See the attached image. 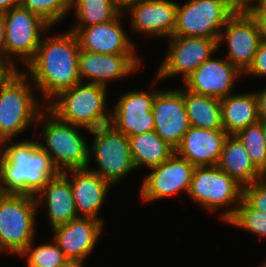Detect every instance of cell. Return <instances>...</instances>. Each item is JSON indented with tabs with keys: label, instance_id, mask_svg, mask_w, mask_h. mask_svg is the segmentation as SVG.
Masks as SVG:
<instances>
[{
	"label": "cell",
	"instance_id": "6da1fadb",
	"mask_svg": "<svg viewBox=\"0 0 266 267\" xmlns=\"http://www.w3.org/2000/svg\"><path fill=\"white\" fill-rule=\"evenodd\" d=\"M44 39V40H43ZM80 45L72 31L43 37L33 60L26 66L30 81L44 96V106L64 90L81 82L79 76ZM50 99V100H49Z\"/></svg>",
	"mask_w": 266,
	"mask_h": 267
},
{
	"label": "cell",
	"instance_id": "7a4b0ae2",
	"mask_svg": "<svg viewBox=\"0 0 266 267\" xmlns=\"http://www.w3.org/2000/svg\"><path fill=\"white\" fill-rule=\"evenodd\" d=\"M0 154V193L36 196L59 172L38 141H13Z\"/></svg>",
	"mask_w": 266,
	"mask_h": 267
},
{
	"label": "cell",
	"instance_id": "3957f363",
	"mask_svg": "<svg viewBox=\"0 0 266 267\" xmlns=\"http://www.w3.org/2000/svg\"><path fill=\"white\" fill-rule=\"evenodd\" d=\"M29 80L25 71L15 70L0 82V150L36 123L44 110L39 105L40 99L33 94L35 87Z\"/></svg>",
	"mask_w": 266,
	"mask_h": 267
},
{
	"label": "cell",
	"instance_id": "277c9868",
	"mask_svg": "<svg viewBox=\"0 0 266 267\" xmlns=\"http://www.w3.org/2000/svg\"><path fill=\"white\" fill-rule=\"evenodd\" d=\"M106 89L103 85L80 82L59 93L45 107L63 122L95 130L110 124L111 112L105 107Z\"/></svg>",
	"mask_w": 266,
	"mask_h": 267
},
{
	"label": "cell",
	"instance_id": "5b68a950",
	"mask_svg": "<svg viewBox=\"0 0 266 267\" xmlns=\"http://www.w3.org/2000/svg\"><path fill=\"white\" fill-rule=\"evenodd\" d=\"M43 108L37 123L39 121L43 123L41 133L45 144L42 142L38 144L48 153L54 167L59 172L87 168L89 146L78 130L85 128L63 122L46 107Z\"/></svg>",
	"mask_w": 266,
	"mask_h": 267
},
{
	"label": "cell",
	"instance_id": "8992f818",
	"mask_svg": "<svg viewBox=\"0 0 266 267\" xmlns=\"http://www.w3.org/2000/svg\"><path fill=\"white\" fill-rule=\"evenodd\" d=\"M35 196L0 193V253L17 256L35 239Z\"/></svg>",
	"mask_w": 266,
	"mask_h": 267
},
{
	"label": "cell",
	"instance_id": "52a82bcc",
	"mask_svg": "<svg viewBox=\"0 0 266 267\" xmlns=\"http://www.w3.org/2000/svg\"><path fill=\"white\" fill-rule=\"evenodd\" d=\"M187 195L210 212L226 207L220 218L227 222L242 200L243 187L217 165L195 167Z\"/></svg>",
	"mask_w": 266,
	"mask_h": 267
},
{
	"label": "cell",
	"instance_id": "ba28073f",
	"mask_svg": "<svg viewBox=\"0 0 266 267\" xmlns=\"http://www.w3.org/2000/svg\"><path fill=\"white\" fill-rule=\"evenodd\" d=\"M1 16L6 32V64L15 71L18 69L14 59L20 58L17 60L27 66L37 53L42 40L41 32H48V28L52 26L38 14L20 6L2 13Z\"/></svg>",
	"mask_w": 266,
	"mask_h": 267
},
{
	"label": "cell",
	"instance_id": "9c48e42d",
	"mask_svg": "<svg viewBox=\"0 0 266 267\" xmlns=\"http://www.w3.org/2000/svg\"><path fill=\"white\" fill-rule=\"evenodd\" d=\"M237 11L233 0H188L178 3L172 36L219 39L222 27Z\"/></svg>",
	"mask_w": 266,
	"mask_h": 267
},
{
	"label": "cell",
	"instance_id": "30bf717a",
	"mask_svg": "<svg viewBox=\"0 0 266 267\" xmlns=\"http://www.w3.org/2000/svg\"><path fill=\"white\" fill-rule=\"evenodd\" d=\"M94 135L92 149H88L89 163L94 156L98 169H91L112 185L119 183L129 172L135 170L131 156L129 137L111 124L89 131Z\"/></svg>",
	"mask_w": 266,
	"mask_h": 267
},
{
	"label": "cell",
	"instance_id": "8fae6325",
	"mask_svg": "<svg viewBox=\"0 0 266 267\" xmlns=\"http://www.w3.org/2000/svg\"><path fill=\"white\" fill-rule=\"evenodd\" d=\"M167 39H170L168 50L157 70L156 79L152 82L151 87L159 79L172 78L173 76H179V74L182 75L184 81L203 62L211 58L220 47L218 39L182 36H171Z\"/></svg>",
	"mask_w": 266,
	"mask_h": 267
},
{
	"label": "cell",
	"instance_id": "7c38bea8",
	"mask_svg": "<svg viewBox=\"0 0 266 267\" xmlns=\"http://www.w3.org/2000/svg\"><path fill=\"white\" fill-rule=\"evenodd\" d=\"M261 41L259 26L254 16L250 12L237 10L221 30L218 45L226 43V59L245 75Z\"/></svg>",
	"mask_w": 266,
	"mask_h": 267
},
{
	"label": "cell",
	"instance_id": "4fadbf2b",
	"mask_svg": "<svg viewBox=\"0 0 266 267\" xmlns=\"http://www.w3.org/2000/svg\"><path fill=\"white\" fill-rule=\"evenodd\" d=\"M149 169L151 171L144 177L139 191L143 201L154 202L180 191L188 194L195 169L188 160L174 153L160 165Z\"/></svg>",
	"mask_w": 266,
	"mask_h": 267
},
{
	"label": "cell",
	"instance_id": "5bb4252c",
	"mask_svg": "<svg viewBox=\"0 0 266 267\" xmlns=\"http://www.w3.org/2000/svg\"><path fill=\"white\" fill-rule=\"evenodd\" d=\"M159 91L131 90L115 103L110 124L126 136L154 131L153 101Z\"/></svg>",
	"mask_w": 266,
	"mask_h": 267
},
{
	"label": "cell",
	"instance_id": "9a60e30c",
	"mask_svg": "<svg viewBox=\"0 0 266 267\" xmlns=\"http://www.w3.org/2000/svg\"><path fill=\"white\" fill-rule=\"evenodd\" d=\"M154 132L176 149L191 127L186 113L183 88L164 90L153 101Z\"/></svg>",
	"mask_w": 266,
	"mask_h": 267
},
{
	"label": "cell",
	"instance_id": "2e32d148",
	"mask_svg": "<svg viewBox=\"0 0 266 267\" xmlns=\"http://www.w3.org/2000/svg\"><path fill=\"white\" fill-rule=\"evenodd\" d=\"M140 58L136 54H106L91 52L80 48L79 76L90 82L107 87L111 80H119L132 75L141 66Z\"/></svg>",
	"mask_w": 266,
	"mask_h": 267
},
{
	"label": "cell",
	"instance_id": "e0dca14e",
	"mask_svg": "<svg viewBox=\"0 0 266 267\" xmlns=\"http://www.w3.org/2000/svg\"><path fill=\"white\" fill-rule=\"evenodd\" d=\"M226 58H209L183 82L187 90L223 99L232 94L235 80L242 75Z\"/></svg>",
	"mask_w": 266,
	"mask_h": 267
},
{
	"label": "cell",
	"instance_id": "ac0fdd59",
	"mask_svg": "<svg viewBox=\"0 0 266 267\" xmlns=\"http://www.w3.org/2000/svg\"><path fill=\"white\" fill-rule=\"evenodd\" d=\"M52 230L53 240L68 260L84 261L97 244L103 231V220L78 217Z\"/></svg>",
	"mask_w": 266,
	"mask_h": 267
},
{
	"label": "cell",
	"instance_id": "d6986e66",
	"mask_svg": "<svg viewBox=\"0 0 266 267\" xmlns=\"http://www.w3.org/2000/svg\"><path fill=\"white\" fill-rule=\"evenodd\" d=\"M121 12L110 22L84 28H70L79 40L80 48L106 54H136L133 44L120 23Z\"/></svg>",
	"mask_w": 266,
	"mask_h": 267
},
{
	"label": "cell",
	"instance_id": "ffe728a7",
	"mask_svg": "<svg viewBox=\"0 0 266 267\" xmlns=\"http://www.w3.org/2000/svg\"><path fill=\"white\" fill-rule=\"evenodd\" d=\"M178 3L171 0H141L128 9L131 28L151 36L173 35Z\"/></svg>",
	"mask_w": 266,
	"mask_h": 267
},
{
	"label": "cell",
	"instance_id": "44dd1931",
	"mask_svg": "<svg viewBox=\"0 0 266 267\" xmlns=\"http://www.w3.org/2000/svg\"><path fill=\"white\" fill-rule=\"evenodd\" d=\"M228 134L224 129H202L191 126L175 153L194 167L218 164Z\"/></svg>",
	"mask_w": 266,
	"mask_h": 267
},
{
	"label": "cell",
	"instance_id": "7402d4cb",
	"mask_svg": "<svg viewBox=\"0 0 266 267\" xmlns=\"http://www.w3.org/2000/svg\"><path fill=\"white\" fill-rule=\"evenodd\" d=\"M63 173L69 178L78 216L103 220L98 217V213L112 186L111 183L92 171L90 167L70 169Z\"/></svg>",
	"mask_w": 266,
	"mask_h": 267
},
{
	"label": "cell",
	"instance_id": "603a6c76",
	"mask_svg": "<svg viewBox=\"0 0 266 267\" xmlns=\"http://www.w3.org/2000/svg\"><path fill=\"white\" fill-rule=\"evenodd\" d=\"M38 193L39 196H35L37 204L39 207L40 203L46 204L49 225L52 229L80 217L69 178L63 172H58L51 177Z\"/></svg>",
	"mask_w": 266,
	"mask_h": 267
},
{
	"label": "cell",
	"instance_id": "cb8c5ba5",
	"mask_svg": "<svg viewBox=\"0 0 266 267\" xmlns=\"http://www.w3.org/2000/svg\"><path fill=\"white\" fill-rule=\"evenodd\" d=\"M217 166L242 187L262 180L263 174L254 166L236 135L226 137Z\"/></svg>",
	"mask_w": 266,
	"mask_h": 267
},
{
	"label": "cell",
	"instance_id": "d4e9b609",
	"mask_svg": "<svg viewBox=\"0 0 266 267\" xmlns=\"http://www.w3.org/2000/svg\"><path fill=\"white\" fill-rule=\"evenodd\" d=\"M220 103L222 124L228 135H236L259 121L255 93L230 94Z\"/></svg>",
	"mask_w": 266,
	"mask_h": 267
},
{
	"label": "cell",
	"instance_id": "484cf974",
	"mask_svg": "<svg viewBox=\"0 0 266 267\" xmlns=\"http://www.w3.org/2000/svg\"><path fill=\"white\" fill-rule=\"evenodd\" d=\"M186 113L190 125L202 129H224L220 99L183 89Z\"/></svg>",
	"mask_w": 266,
	"mask_h": 267
},
{
	"label": "cell",
	"instance_id": "4316f807",
	"mask_svg": "<svg viewBox=\"0 0 266 267\" xmlns=\"http://www.w3.org/2000/svg\"><path fill=\"white\" fill-rule=\"evenodd\" d=\"M129 141L136 169L160 165L175 153V149L154 131L129 136Z\"/></svg>",
	"mask_w": 266,
	"mask_h": 267
},
{
	"label": "cell",
	"instance_id": "83f0119b",
	"mask_svg": "<svg viewBox=\"0 0 266 267\" xmlns=\"http://www.w3.org/2000/svg\"><path fill=\"white\" fill-rule=\"evenodd\" d=\"M77 18L72 28H84L112 21L120 11L110 0H70Z\"/></svg>",
	"mask_w": 266,
	"mask_h": 267
},
{
	"label": "cell",
	"instance_id": "f1b7e54d",
	"mask_svg": "<svg viewBox=\"0 0 266 267\" xmlns=\"http://www.w3.org/2000/svg\"><path fill=\"white\" fill-rule=\"evenodd\" d=\"M253 162L263 174L266 171V143L263 134V121L249 125L236 134Z\"/></svg>",
	"mask_w": 266,
	"mask_h": 267
},
{
	"label": "cell",
	"instance_id": "f546056e",
	"mask_svg": "<svg viewBox=\"0 0 266 267\" xmlns=\"http://www.w3.org/2000/svg\"><path fill=\"white\" fill-rule=\"evenodd\" d=\"M32 241L18 256L26 257L28 267H56L65 263L68 259L57 243L52 240L51 243L34 246Z\"/></svg>",
	"mask_w": 266,
	"mask_h": 267
},
{
	"label": "cell",
	"instance_id": "4dcf8cb0",
	"mask_svg": "<svg viewBox=\"0 0 266 267\" xmlns=\"http://www.w3.org/2000/svg\"><path fill=\"white\" fill-rule=\"evenodd\" d=\"M226 223L266 238V212L254 209L243 197L235 214Z\"/></svg>",
	"mask_w": 266,
	"mask_h": 267
},
{
	"label": "cell",
	"instance_id": "1f68e13d",
	"mask_svg": "<svg viewBox=\"0 0 266 267\" xmlns=\"http://www.w3.org/2000/svg\"><path fill=\"white\" fill-rule=\"evenodd\" d=\"M19 6L38 14L51 26H55L71 10L70 0H20Z\"/></svg>",
	"mask_w": 266,
	"mask_h": 267
},
{
	"label": "cell",
	"instance_id": "d6a6232c",
	"mask_svg": "<svg viewBox=\"0 0 266 267\" xmlns=\"http://www.w3.org/2000/svg\"><path fill=\"white\" fill-rule=\"evenodd\" d=\"M242 197L254 209L266 212V182L263 179L243 187Z\"/></svg>",
	"mask_w": 266,
	"mask_h": 267
},
{
	"label": "cell",
	"instance_id": "836d02e7",
	"mask_svg": "<svg viewBox=\"0 0 266 267\" xmlns=\"http://www.w3.org/2000/svg\"><path fill=\"white\" fill-rule=\"evenodd\" d=\"M245 73L258 77L266 76V41H261L253 62Z\"/></svg>",
	"mask_w": 266,
	"mask_h": 267
},
{
	"label": "cell",
	"instance_id": "e575fe53",
	"mask_svg": "<svg viewBox=\"0 0 266 267\" xmlns=\"http://www.w3.org/2000/svg\"><path fill=\"white\" fill-rule=\"evenodd\" d=\"M250 13L258 23L261 40L266 41V5L254 8Z\"/></svg>",
	"mask_w": 266,
	"mask_h": 267
},
{
	"label": "cell",
	"instance_id": "d590c367",
	"mask_svg": "<svg viewBox=\"0 0 266 267\" xmlns=\"http://www.w3.org/2000/svg\"><path fill=\"white\" fill-rule=\"evenodd\" d=\"M5 24L3 17L0 15V62L10 71L13 70L6 64V46H5Z\"/></svg>",
	"mask_w": 266,
	"mask_h": 267
},
{
	"label": "cell",
	"instance_id": "8d00e7d4",
	"mask_svg": "<svg viewBox=\"0 0 266 267\" xmlns=\"http://www.w3.org/2000/svg\"><path fill=\"white\" fill-rule=\"evenodd\" d=\"M254 93L257 100L259 121H266V88Z\"/></svg>",
	"mask_w": 266,
	"mask_h": 267
},
{
	"label": "cell",
	"instance_id": "74e56055",
	"mask_svg": "<svg viewBox=\"0 0 266 267\" xmlns=\"http://www.w3.org/2000/svg\"><path fill=\"white\" fill-rule=\"evenodd\" d=\"M262 5H266V0H238L236 2V9L241 12H250L254 8Z\"/></svg>",
	"mask_w": 266,
	"mask_h": 267
},
{
	"label": "cell",
	"instance_id": "f35d334b",
	"mask_svg": "<svg viewBox=\"0 0 266 267\" xmlns=\"http://www.w3.org/2000/svg\"><path fill=\"white\" fill-rule=\"evenodd\" d=\"M115 7L120 11V12H125L124 10H128L131 6L136 5L139 3L141 0H110Z\"/></svg>",
	"mask_w": 266,
	"mask_h": 267
},
{
	"label": "cell",
	"instance_id": "ab89813d",
	"mask_svg": "<svg viewBox=\"0 0 266 267\" xmlns=\"http://www.w3.org/2000/svg\"><path fill=\"white\" fill-rule=\"evenodd\" d=\"M20 0H0V15L19 6Z\"/></svg>",
	"mask_w": 266,
	"mask_h": 267
},
{
	"label": "cell",
	"instance_id": "60d3db41",
	"mask_svg": "<svg viewBox=\"0 0 266 267\" xmlns=\"http://www.w3.org/2000/svg\"><path fill=\"white\" fill-rule=\"evenodd\" d=\"M85 261H81V260H67L65 263L58 265L56 267H84Z\"/></svg>",
	"mask_w": 266,
	"mask_h": 267
},
{
	"label": "cell",
	"instance_id": "b9f144b4",
	"mask_svg": "<svg viewBox=\"0 0 266 267\" xmlns=\"http://www.w3.org/2000/svg\"><path fill=\"white\" fill-rule=\"evenodd\" d=\"M10 73V71L0 62V82Z\"/></svg>",
	"mask_w": 266,
	"mask_h": 267
},
{
	"label": "cell",
	"instance_id": "7bdbcfd3",
	"mask_svg": "<svg viewBox=\"0 0 266 267\" xmlns=\"http://www.w3.org/2000/svg\"><path fill=\"white\" fill-rule=\"evenodd\" d=\"M263 134H264V141L266 143V121H263Z\"/></svg>",
	"mask_w": 266,
	"mask_h": 267
},
{
	"label": "cell",
	"instance_id": "ee69618b",
	"mask_svg": "<svg viewBox=\"0 0 266 267\" xmlns=\"http://www.w3.org/2000/svg\"><path fill=\"white\" fill-rule=\"evenodd\" d=\"M262 179L266 182V171L263 173Z\"/></svg>",
	"mask_w": 266,
	"mask_h": 267
},
{
	"label": "cell",
	"instance_id": "f6af8a7d",
	"mask_svg": "<svg viewBox=\"0 0 266 267\" xmlns=\"http://www.w3.org/2000/svg\"><path fill=\"white\" fill-rule=\"evenodd\" d=\"M260 267H266V261L262 263V265H260Z\"/></svg>",
	"mask_w": 266,
	"mask_h": 267
}]
</instances>
